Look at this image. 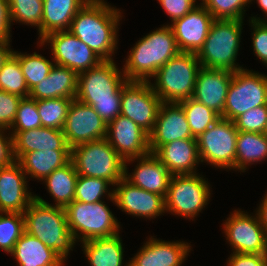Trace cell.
<instances>
[{"label": "cell", "mask_w": 267, "mask_h": 266, "mask_svg": "<svg viewBox=\"0 0 267 266\" xmlns=\"http://www.w3.org/2000/svg\"><path fill=\"white\" fill-rule=\"evenodd\" d=\"M11 23H22L38 28V40L41 41V21L43 0H8Z\"/></svg>", "instance_id": "obj_36"}, {"label": "cell", "mask_w": 267, "mask_h": 266, "mask_svg": "<svg viewBox=\"0 0 267 266\" xmlns=\"http://www.w3.org/2000/svg\"><path fill=\"white\" fill-rule=\"evenodd\" d=\"M11 26L8 0H0V40L12 38Z\"/></svg>", "instance_id": "obj_48"}, {"label": "cell", "mask_w": 267, "mask_h": 266, "mask_svg": "<svg viewBox=\"0 0 267 266\" xmlns=\"http://www.w3.org/2000/svg\"><path fill=\"white\" fill-rule=\"evenodd\" d=\"M172 175L196 174L201 163L196 139H179L161 145L154 153Z\"/></svg>", "instance_id": "obj_25"}, {"label": "cell", "mask_w": 267, "mask_h": 266, "mask_svg": "<svg viewBox=\"0 0 267 266\" xmlns=\"http://www.w3.org/2000/svg\"><path fill=\"white\" fill-rule=\"evenodd\" d=\"M22 97L0 90V129L12 126Z\"/></svg>", "instance_id": "obj_44"}, {"label": "cell", "mask_w": 267, "mask_h": 266, "mask_svg": "<svg viewBox=\"0 0 267 266\" xmlns=\"http://www.w3.org/2000/svg\"><path fill=\"white\" fill-rule=\"evenodd\" d=\"M214 20L212 14L199 3L182 18L170 23L179 51L197 54Z\"/></svg>", "instance_id": "obj_18"}, {"label": "cell", "mask_w": 267, "mask_h": 266, "mask_svg": "<svg viewBox=\"0 0 267 266\" xmlns=\"http://www.w3.org/2000/svg\"><path fill=\"white\" fill-rule=\"evenodd\" d=\"M110 185L112 186L109 181L103 178L78 175L74 200L84 203H95L103 201V198L106 196L110 202L112 201V203L115 204L113 196L114 191L113 188L111 189Z\"/></svg>", "instance_id": "obj_33"}, {"label": "cell", "mask_w": 267, "mask_h": 266, "mask_svg": "<svg viewBox=\"0 0 267 266\" xmlns=\"http://www.w3.org/2000/svg\"><path fill=\"white\" fill-rule=\"evenodd\" d=\"M13 137V154L17 161L24 153L43 150L70 151L63 130L39 127L26 131H8Z\"/></svg>", "instance_id": "obj_24"}, {"label": "cell", "mask_w": 267, "mask_h": 266, "mask_svg": "<svg viewBox=\"0 0 267 266\" xmlns=\"http://www.w3.org/2000/svg\"><path fill=\"white\" fill-rule=\"evenodd\" d=\"M243 22L239 19L213 21L209 34L197 53L201 67L225 69L231 72L244 69L236 62L242 39Z\"/></svg>", "instance_id": "obj_5"}, {"label": "cell", "mask_w": 267, "mask_h": 266, "mask_svg": "<svg viewBox=\"0 0 267 266\" xmlns=\"http://www.w3.org/2000/svg\"><path fill=\"white\" fill-rule=\"evenodd\" d=\"M21 165L0 167V212L24 213L35 195L28 190V182Z\"/></svg>", "instance_id": "obj_20"}, {"label": "cell", "mask_w": 267, "mask_h": 266, "mask_svg": "<svg viewBox=\"0 0 267 266\" xmlns=\"http://www.w3.org/2000/svg\"><path fill=\"white\" fill-rule=\"evenodd\" d=\"M179 139H196L191 133L185 111L179 103H161L154 128L149 134L150 153L161 145Z\"/></svg>", "instance_id": "obj_19"}, {"label": "cell", "mask_w": 267, "mask_h": 266, "mask_svg": "<svg viewBox=\"0 0 267 266\" xmlns=\"http://www.w3.org/2000/svg\"><path fill=\"white\" fill-rule=\"evenodd\" d=\"M70 161V151L43 150L24 153L17 162L27 178L43 181Z\"/></svg>", "instance_id": "obj_30"}, {"label": "cell", "mask_w": 267, "mask_h": 266, "mask_svg": "<svg viewBox=\"0 0 267 266\" xmlns=\"http://www.w3.org/2000/svg\"><path fill=\"white\" fill-rule=\"evenodd\" d=\"M233 122L238 131L263 133L267 122V105L250 109L238 116Z\"/></svg>", "instance_id": "obj_42"}, {"label": "cell", "mask_w": 267, "mask_h": 266, "mask_svg": "<svg viewBox=\"0 0 267 266\" xmlns=\"http://www.w3.org/2000/svg\"><path fill=\"white\" fill-rule=\"evenodd\" d=\"M19 266H64L65 261L37 237L23 232L10 252Z\"/></svg>", "instance_id": "obj_27"}, {"label": "cell", "mask_w": 267, "mask_h": 266, "mask_svg": "<svg viewBox=\"0 0 267 266\" xmlns=\"http://www.w3.org/2000/svg\"><path fill=\"white\" fill-rule=\"evenodd\" d=\"M0 90L19 95L22 98L29 96V89L22 73L18 58L12 54L0 69Z\"/></svg>", "instance_id": "obj_38"}, {"label": "cell", "mask_w": 267, "mask_h": 266, "mask_svg": "<svg viewBox=\"0 0 267 266\" xmlns=\"http://www.w3.org/2000/svg\"><path fill=\"white\" fill-rule=\"evenodd\" d=\"M63 134L70 149L106 137L107 124L92 106L72 100L63 127Z\"/></svg>", "instance_id": "obj_15"}, {"label": "cell", "mask_w": 267, "mask_h": 266, "mask_svg": "<svg viewBox=\"0 0 267 266\" xmlns=\"http://www.w3.org/2000/svg\"><path fill=\"white\" fill-rule=\"evenodd\" d=\"M67 224L77 242L111 237L120 233V222L105 201L84 203L73 200L65 208Z\"/></svg>", "instance_id": "obj_8"}, {"label": "cell", "mask_w": 267, "mask_h": 266, "mask_svg": "<svg viewBox=\"0 0 267 266\" xmlns=\"http://www.w3.org/2000/svg\"><path fill=\"white\" fill-rule=\"evenodd\" d=\"M262 105H267V75L247 68L233 72L221 118L234 121Z\"/></svg>", "instance_id": "obj_11"}, {"label": "cell", "mask_w": 267, "mask_h": 266, "mask_svg": "<svg viewBox=\"0 0 267 266\" xmlns=\"http://www.w3.org/2000/svg\"><path fill=\"white\" fill-rule=\"evenodd\" d=\"M256 212L259 215L261 224L267 236V192L261 200L258 208H256Z\"/></svg>", "instance_id": "obj_50"}, {"label": "cell", "mask_w": 267, "mask_h": 266, "mask_svg": "<svg viewBox=\"0 0 267 266\" xmlns=\"http://www.w3.org/2000/svg\"><path fill=\"white\" fill-rule=\"evenodd\" d=\"M24 215L25 232L37 237L64 261L76 244L63 207L52 206L35 194Z\"/></svg>", "instance_id": "obj_4"}, {"label": "cell", "mask_w": 267, "mask_h": 266, "mask_svg": "<svg viewBox=\"0 0 267 266\" xmlns=\"http://www.w3.org/2000/svg\"><path fill=\"white\" fill-rule=\"evenodd\" d=\"M41 118L37 110L35 99L22 98L10 131H26L41 127Z\"/></svg>", "instance_id": "obj_41"}, {"label": "cell", "mask_w": 267, "mask_h": 266, "mask_svg": "<svg viewBox=\"0 0 267 266\" xmlns=\"http://www.w3.org/2000/svg\"><path fill=\"white\" fill-rule=\"evenodd\" d=\"M200 68L196 53L179 52L157 70L150 84L162 103H179L193 97Z\"/></svg>", "instance_id": "obj_6"}, {"label": "cell", "mask_w": 267, "mask_h": 266, "mask_svg": "<svg viewBox=\"0 0 267 266\" xmlns=\"http://www.w3.org/2000/svg\"><path fill=\"white\" fill-rule=\"evenodd\" d=\"M135 43L122 66L128 81H150L160 67L180 52L169 24H163Z\"/></svg>", "instance_id": "obj_3"}, {"label": "cell", "mask_w": 267, "mask_h": 266, "mask_svg": "<svg viewBox=\"0 0 267 266\" xmlns=\"http://www.w3.org/2000/svg\"><path fill=\"white\" fill-rule=\"evenodd\" d=\"M11 41V39L0 40V69L14 52L10 46Z\"/></svg>", "instance_id": "obj_49"}, {"label": "cell", "mask_w": 267, "mask_h": 266, "mask_svg": "<svg viewBox=\"0 0 267 266\" xmlns=\"http://www.w3.org/2000/svg\"><path fill=\"white\" fill-rule=\"evenodd\" d=\"M227 266H267V254L231 253Z\"/></svg>", "instance_id": "obj_46"}, {"label": "cell", "mask_w": 267, "mask_h": 266, "mask_svg": "<svg viewBox=\"0 0 267 266\" xmlns=\"http://www.w3.org/2000/svg\"><path fill=\"white\" fill-rule=\"evenodd\" d=\"M210 188L202 174L173 175L165 197L166 213L193 221L209 204Z\"/></svg>", "instance_id": "obj_9"}, {"label": "cell", "mask_w": 267, "mask_h": 266, "mask_svg": "<svg viewBox=\"0 0 267 266\" xmlns=\"http://www.w3.org/2000/svg\"><path fill=\"white\" fill-rule=\"evenodd\" d=\"M267 160V137L263 133L238 131L236 171L246 172L249 166Z\"/></svg>", "instance_id": "obj_32"}, {"label": "cell", "mask_w": 267, "mask_h": 266, "mask_svg": "<svg viewBox=\"0 0 267 266\" xmlns=\"http://www.w3.org/2000/svg\"><path fill=\"white\" fill-rule=\"evenodd\" d=\"M120 233L81 242L89 266H123L124 248ZM124 266H129V261Z\"/></svg>", "instance_id": "obj_29"}, {"label": "cell", "mask_w": 267, "mask_h": 266, "mask_svg": "<svg viewBox=\"0 0 267 266\" xmlns=\"http://www.w3.org/2000/svg\"><path fill=\"white\" fill-rule=\"evenodd\" d=\"M78 174L71 161L63 167L54 170L48 177L43 180L48 193L53 198L55 204L65 208L75 197V186Z\"/></svg>", "instance_id": "obj_31"}, {"label": "cell", "mask_w": 267, "mask_h": 266, "mask_svg": "<svg viewBox=\"0 0 267 266\" xmlns=\"http://www.w3.org/2000/svg\"><path fill=\"white\" fill-rule=\"evenodd\" d=\"M25 231L23 213L0 212V249L10 253Z\"/></svg>", "instance_id": "obj_39"}, {"label": "cell", "mask_w": 267, "mask_h": 266, "mask_svg": "<svg viewBox=\"0 0 267 266\" xmlns=\"http://www.w3.org/2000/svg\"><path fill=\"white\" fill-rule=\"evenodd\" d=\"M161 103L150 81H127L122 88L120 114L150 134Z\"/></svg>", "instance_id": "obj_14"}, {"label": "cell", "mask_w": 267, "mask_h": 266, "mask_svg": "<svg viewBox=\"0 0 267 266\" xmlns=\"http://www.w3.org/2000/svg\"><path fill=\"white\" fill-rule=\"evenodd\" d=\"M253 54L267 67V21L249 20Z\"/></svg>", "instance_id": "obj_43"}, {"label": "cell", "mask_w": 267, "mask_h": 266, "mask_svg": "<svg viewBox=\"0 0 267 266\" xmlns=\"http://www.w3.org/2000/svg\"><path fill=\"white\" fill-rule=\"evenodd\" d=\"M70 161L78 175L103 178L114 187L125 173V160L106 137L70 149Z\"/></svg>", "instance_id": "obj_7"}, {"label": "cell", "mask_w": 267, "mask_h": 266, "mask_svg": "<svg viewBox=\"0 0 267 266\" xmlns=\"http://www.w3.org/2000/svg\"><path fill=\"white\" fill-rule=\"evenodd\" d=\"M137 162L133 172L129 173L128 165ZM169 170L153 153L125 161L124 178L132 185L149 192L166 197L172 178Z\"/></svg>", "instance_id": "obj_22"}, {"label": "cell", "mask_w": 267, "mask_h": 266, "mask_svg": "<svg viewBox=\"0 0 267 266\" xmlns=\"http://www.w3.org/2000/svg\"><path fill=\"white\" fill-rule=\"evenodd\" d=\"M113 191L115 206L128 215L150 220L166 212L164 196L134 186L124 177Z\"/></svg>", "instance_id": "obj_16"}, {"label": "cell", "mask_w": 267, "mask_h": 266, "mask_svg": "<svg viewBox=\"0 0 267 266\" xmlns=\"http://www.w3.org/2000/svg\"><path fill=\"white\" fill-rule=\"evenodd\" d=\"M163 11L169 16L171 23L192 11L198 3L196 0H157ZM197 3V5H196Z\"/></svg>", "instance_id": "obj_45"}, {"label": "cell", "mask_w": 267, "mask_h": 266, "mask_svg": "<svg viewBox=\"0 0 267 266\" xmlns=\"http://www.w3.org/2000/svg\"><path fill=\"white\" fill-rule=\"evenodd\" d=\"M72 100L74 99L53 98L36 100L42 126L63 130Z\"/></svg>", "instance_id": "obj_37"}, {"label": "cell", "mask_w": 267, "mask_h": 266, "mask_svg": "<svg viewBox=\"0 0 267 266\" xmlns=\"http://www.w3.org/2000/svg\"><path fill=\"white\" fill-rule=\"evenodd\" d=\"M127 81L114 60H103L78 74L75 99L92 106L108 124L120 115L122 88Z\"/></svg>", "instance_id": "obj_2"}, {"label": "cell", "mask_w": 267, "mask_h": 266, "mask_svg": "<svg viewBox=\"0 0 267 266\" xmlns=\"http://www.w3.org/2000/svg\"><path fill=\"white\" fill-rule=\"evenodd\" d=\"M14 161L13 137L10 132L7 135L5 129H0V167L8 166Z\"/></svg>", "instance_id": "obj_47"}, {"label": "cell", "mask_w": 267, "mask_h": 266, "mask_svg": "<svg viewBox=\"0 0 267 266\" xmlns=\"http://www.w3.org/2000/svg\"><path fill=\"white\" fill-rule=\"evenodd\" d=\"M185 111L192 135L197 138L221 116L192 97L179 102Z\"/></svg>", "instance_id": "obj_35"}, {"label": "cell", "mask_w": 267, "mask_h": 266, "mask_svg": "<svg viewBox=\"0 0 267 266\" xmlns=\"http://www.w3.org/2000/svg\"><path fill=\"white\" fill-rule=\"evenodd\" d=\"M89 0H43L41 40L50 33L69 30L77 12Z\"/></svg>", "instance_id": "obj_28"}, {"label": "cell", "mask_w": 267, "mask_h": 266, "mask_svg": "<svg viewBox=\"0 0 267 266\" xmlns=\"http://www.w3.org/2000/svg\"><path fill=\"white\" fill-rule=\"evenodd\" d=\"M214 17V19L245 20L246 7L250 0H201L200 2Z\"/></svg>", "instance_id": "obj_40"}, {"label": "cell", "mask_w": 267, "mask_h": 266, "mask_svg": "<svg viewBox=\"0 0 267 266\" xmlns=\"http://www.w3.org/2000/svg\"><path fill=\"white\" fill-rule=\"evenodd\" d=\"M77 83L78 74L75 71L68 67L54 64L47 77L30 89L28 97L35 100L75 99Z\"/></svg>", "instance_id": "obj_26"}, {"label": "cell", "mask_w": 267, "mask_h": 266, "mask_svg": "<svg viewBox=\"0 0 267 266\" xmlns=\"http://www.w3.org/2000/svg\"><path fill=\"white\" fill-rule=\"evenodd\" d=\"M252 1L255 2V0H250V4H252ZM255 3H258L257 4L258 7L261 9L262 13L265 14L264 17L265 16L267 17V0H256ZM266 17L264 19V18H261V16L260 17H257V15H256L255 17L254 16L250 17L249 20H252V21H267L266 20L267 19Z\"/></svg>", "instance_id": "obj_51"}, {"label": "cell", "mask_w": 267, "mask_h": 266, "mask_svg": "<svg viewBox=\"0 0 267 266\" xmlns=\"http://www.w3.org/2000/svg\"><path fill=\"white\" fill-rule=\"evenodd\" d=\"M13 54L18 58L29 90L42 82L55 64L52 59L50 61L37 52L27 54L14 51Z\"/></svg>", "instance_id": "obj_34"}, {"label": "cell", "mask_w": 267, "mask_h": 266, "mask_svg": "<svg viewBox=\"0 0 267 266\" xmlns=\"http://www.w3.org/2000/svg\"><path fill=\"white\" fill-rule=\"evenodd\" d=\"M230 214L222 225L232 253L267 254V236L257 212L251 215L238 208Z\"/></svg>", "instance_id": "obj_12"}, {"label": "cell", "mask_w": 267, "mask_h": 266, "mask_svg": "<svg viewBox=\"0 0 267 266\" xmlns=\"http://www.w3.org/2000/svg\"><path fill=\"white\" fill-rule=\"evenodd\" d=\"M122 18L121 9L105 0H89L74 16L69 31L102 60H113Z\"/></svg>", "instance_id": "obj_1"}, {"label": "cell", "mask_w": 267, "mask_h": 266, "mask_svg": "<svg viewBox=\"0 0 267 266\" xmlns=\"http://www.w3.org/2000/svg\"><path fill=\"white\" fill-rule=\"evenodd\" d=\"M39 47L50 45L52 60L56 65L72 69L77 74L97 66L103 60L89 46L69 30L57 31L45 36Z\"/></svg>", "instance_id": "obj_13"}, {"label": "cell", "mask_w": 267, "mask_h": 266, "mask_svg": "<svg viewBox=\"0 0 267 266\" xmlns=\"http://www.w3.org/2000/svg\"><path fill=\"white\" fill-rule=\"evenodd\" d=\"M232 76L233 72L225 69L201 67L192 98L222 116Z\"/></svg>", "instance_id": "obj_23"}, {"label": "cell", "mask_w": 267, "mask_h": 266, "mask_svg": "<svg viewBox=\"0 0 267 266\" xmlns=\"http://www.w3.org/2000/svg\"><path fill=\"white\" fill-rule=\"evenodd\" d=\"M106 139L125 161L150 153L149 134L121 114L107 124Z\"/></svg>", "instance_id": "obj_17"}, {"label": "cell", "mask_w": 267, "mask_h": 266, "mask_svg": "<svg viewBox=\"0 0 267 266\" xmlns=\"http://www.w3.org/2000/svg\"><path fill=\"white\" fill-rule=\"evenodd\" d=\"M263 134L267 137V122L265 124Z\"/></svg>", "instance_id": "obj_52"}, {"label": "cell", "mask_w": 267, "mask_h": 266, "mask_svg": "<svg viewBox=\"0 0 267 266\" xmlns=\"http://www.w3.org/2000/svg\"><path fill=\"white\" fill-rule=\"evenodd\" d=\"M139 251L129 259V266H182L191 251V244L165 241L149 236Z\"/></svg>", "instance_id": "obj_21"}, {"label": "cell", "mask_w": 267, "mask_h": 266, "mask_svg": "<svg viewBox=\"0 0 267 266\" xmlns=\"http://www.w3.org/2000/svg\"><path fill=\"white\" fill-rule=\"evenodd\" d=\"M237 135L234 122L220 117L196 138L201 164L236 171Z\"/></svg>", "instance_id": "obj_10"}]
</instances>
